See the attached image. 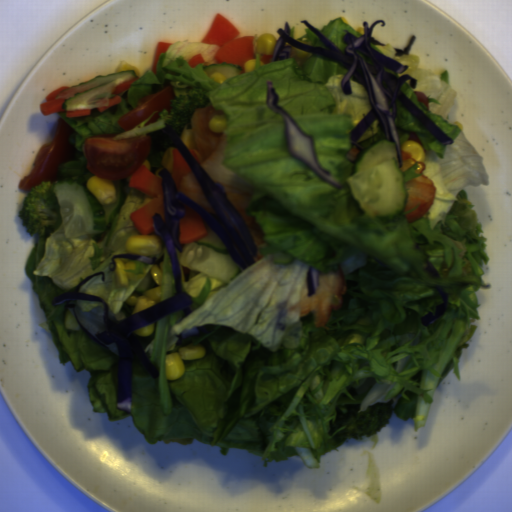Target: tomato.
<instances>
[{
	"mask_svg": "<svg viewBox=\"0 0 512 512\" xmlns=\"http://www.w3.org/2000/svg\"><path fill=\"white\" fill-rule=\"evenodd\" d=\"M407 141H415L416 143H419L423 147L421 141L414 132H410Z\"/></svg>",
	"mask_w": 512,
	"mask_h": 512,
	"instance_id": "5",
	"label": "tomato"
},
{
	"mask_svg": "<svg viewBox=\"0 0 512 512\" xmlns=\"http://www.w3.org/2000/svg\"><path fill=\"white\" fill-rule=\"evenodd\" d=\"M70 127L61 119H58L55 135L51 141L38 147L31 172L19 181L20 189L30 191L43 182H56L59 174V166L68 149Z\"/></svg>",
	"mask_w": 512,
	"mask_h": 512,
	"instance_id": "2",
	"label": "tomato"
},
{
	"mask_svg": "<svg viewBox=\"0 0 512 512\" xmlns=\"http://www.w3.org/2000/svg\"><path fill=\"white\" fill-rule=\"evenodd\" d=\"M416 94L417 100L429 110V101L423 91H413Z\"/></svg>",
	"mask_w": 512,
	"mask_h": 512,
	"instance_id": "4",
	"label": "tomato"
},
{
	"mask_svg": "<svg viewBox=\"0 0 512 512\" xmlns=\"http://www.w3.org/2000/svg\"><path fill=\"white\" fill-rule=\"evenodd\" d=\"M121 133H103L87 137L83 143L86 168L93 176L118 182L148 161L152 138L149 134L114 138Z\"/></svg>",
	"mask_w": 512,
	"mask_h": 512,
	"instance_id": "1",
	"label": "tomato"
},
{
	"mask_svg": "<svg viewBox=\"0 0 512 512\" xmlns=\"http://www.w3.org/2000/svg\"><path fill=\"white\" fill-rule=\"evenodd\" d=\"M172 100H174L173 89L168 85L162 91L143 97L134 109L120 116L118 124L127 132L149 118L154 111L157 113L145 125L160 121L158 118L162 110L171 112Z\"/></svg>",
	"mask_w": 512,
	"mask_h": 512,
	"instance_id": "3",
	"label": "tomato"
}]
</instances>
